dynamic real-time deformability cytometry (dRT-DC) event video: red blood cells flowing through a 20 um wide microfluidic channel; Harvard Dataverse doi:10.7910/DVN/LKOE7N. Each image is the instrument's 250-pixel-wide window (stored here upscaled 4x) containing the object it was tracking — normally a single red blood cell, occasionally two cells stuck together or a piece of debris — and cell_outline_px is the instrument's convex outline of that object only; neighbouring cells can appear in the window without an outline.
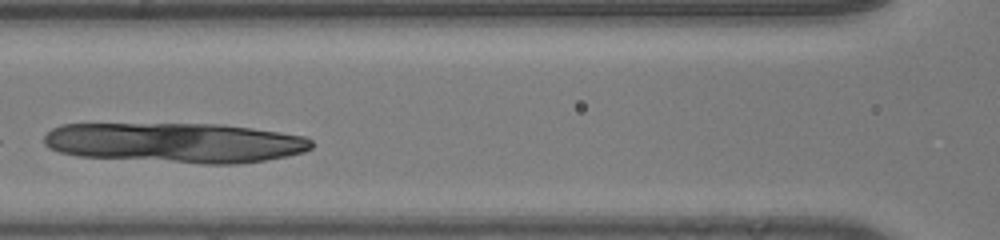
{"species": "human", "species_latin": "Homo sapiens", "temperature_condition": "room temperature", "stored_images_in_passage": 30, "camera_frame_rate_fps": 3000, "um_per_image_px": 0.085, "donor": {"sex": "male"}, "frame": {"image": 1, "passage_image": 11, "time_ms": 3.333, "image_size_px": [1000, 240], "cell_outline_px": [[312, 148], [304, 152], [288, 156], [264, 160], [236, 164], [200, 164], [76, 156], [60, 152], [48, 148], [44, 144], [44, 136], [52, 128], [60, 124], [220, 124], [252, 128], [280, 132], [304, 136], [312, 140]], "centroid_in_image_um": [14.89, 12.13], "position_along_channel_um": 151.7, "area_um2": 62.77}}